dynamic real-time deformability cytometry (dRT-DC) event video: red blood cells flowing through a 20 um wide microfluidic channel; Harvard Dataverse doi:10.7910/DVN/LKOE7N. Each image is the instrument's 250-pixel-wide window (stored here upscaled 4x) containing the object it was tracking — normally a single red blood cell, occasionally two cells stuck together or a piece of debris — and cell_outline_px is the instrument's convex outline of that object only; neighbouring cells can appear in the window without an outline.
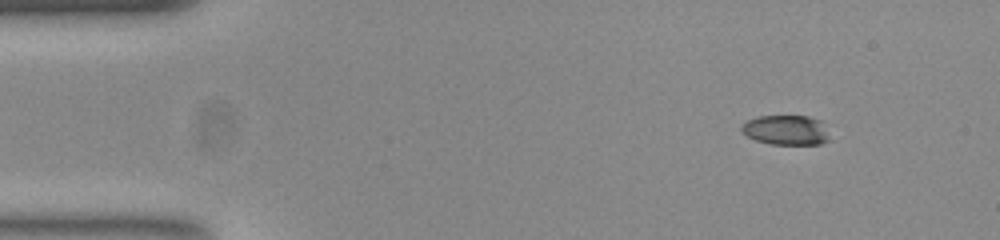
{"species": "common noctule bat (a hibernating species)", "species_latin": "Nyctalus noctula", "temperature_condition": "room temperature", "stored_images_in_passage": 51, "camera_frame_rate_fps": 3000, "um_per_image_px": 0.085, "animal": {"sex": "female", "body_mass_g": 23.0, "forearm_length_mm": 53.4}, "frame": {"image": 1, "passage_image": 4, "time_ms": 1.0, "image_size_px": [1000, 240], "cell_outline_px": [[828, 140], [820, 144], [772, 144], [756, 140], [740, 132], [740, 124], [756, 116], [808, 116], [820, 120]], "centroid_in_image_um": [66.72, 11.04], "position_along_channel_um": 18.3, "area_um2": 15.09}}
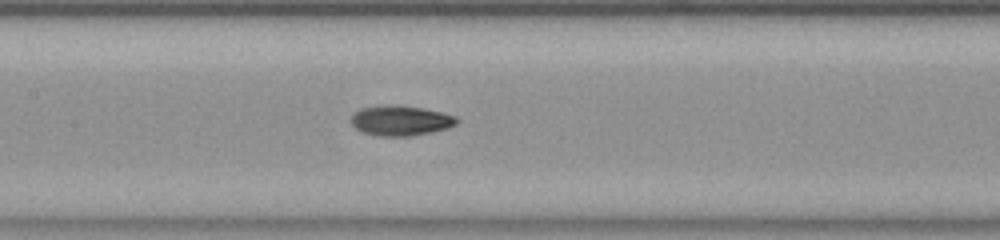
{"frame": {"image": 2, "passage_image": 23, "time_ms": 7.333, "image_size_px": [1000, 240], "cell_outline_px": [[460, 120], [456, 124], [448, 128], [408, 136], [380, 136], [364, 132], [356, 128], [352, 124], [352, 112], [360, 108], [380, 104], [392, 104], [424, 108], [456, 116]], "centroid_in_image_um": [34.03, 10.22], "position_along_channel_um": 173.4, "area_um2": 18.61}}
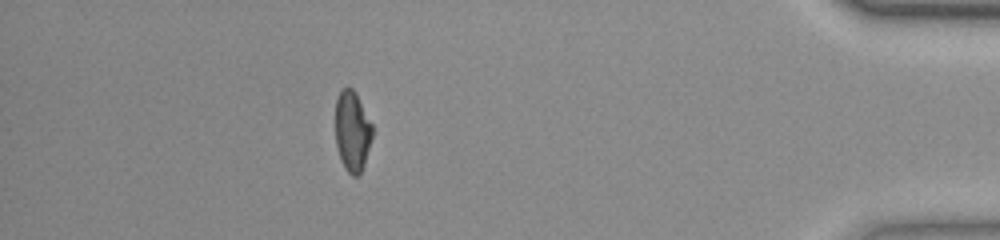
{"frame": {"image": 3, "passage_image": 45, "time_ms": 14.667, "image_size_px": [1000, 240], "cell_outline_px": [[372, 136], [364, 164], [360, 172], [356, 176], [352, 176], [344, 168], [340, 160], [336, 144], [336, 100], [340, 92], [344, 88], [352, 88], [356, 92], [372, 124]], "centroid_in_image_um": [29.94, 11.16], "position_along_channel_um": 405.3, "area_um2": 17.17}, "authors_computed_cell_mechanics": {"area_um2": 17.8602, "velocity_mm_per_s": 3.8847, "shape_relaxation_time_tau1_ms": 4.3111, "shape_relaxation_time_tau2_ms": 2.1878, "deformation_change_tau1": 0.1746, "deformation_change_tau2": 0.0673}}